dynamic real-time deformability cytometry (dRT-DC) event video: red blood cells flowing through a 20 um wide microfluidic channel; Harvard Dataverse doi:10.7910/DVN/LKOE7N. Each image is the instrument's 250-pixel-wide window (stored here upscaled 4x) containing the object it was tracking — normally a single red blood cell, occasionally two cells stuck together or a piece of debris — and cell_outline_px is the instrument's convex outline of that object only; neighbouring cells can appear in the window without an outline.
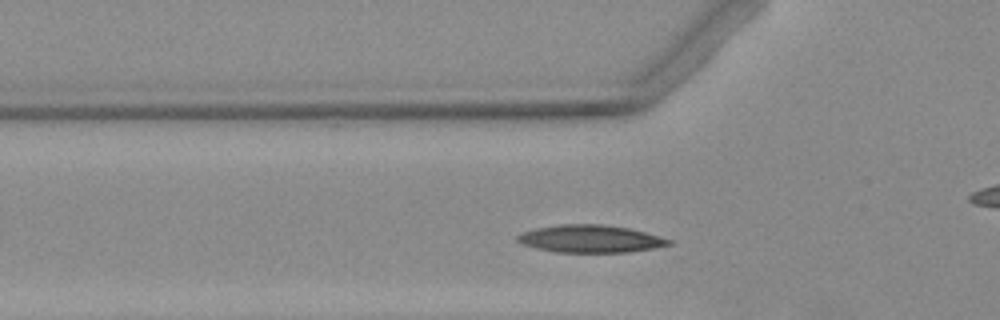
{"species": "Egyptian fruit bat (a non-hibernating species)", "species_latin": "Rousettus aegyptiacus", "temperature_condition": "warm", "stored_images_in_passage": 11, "segment_of_instrument_passage": [1, 2], "camera_frame_rate_fps": 3000, "um_per_image_px": 0.085, "animal": {"sex": "female"}, "frame": {"image": 1, "passage_image": 6, "time_ms": 1.667, "image_size_px": [1000, 320], "cell_outline_px": [[672, 244], [652, 248], [628, 252], [556, 252], [536, 248], [524, 244], [516, 240], [516, 236], [524, 232], [536, 228], [560, 224], [600, 224], [628, 228], [660, 236], [672, 240]], "centroid_in_image_um": [50.18, 20.29], "position_along_channel_um": 75.6, "area_um2": 24.04}}